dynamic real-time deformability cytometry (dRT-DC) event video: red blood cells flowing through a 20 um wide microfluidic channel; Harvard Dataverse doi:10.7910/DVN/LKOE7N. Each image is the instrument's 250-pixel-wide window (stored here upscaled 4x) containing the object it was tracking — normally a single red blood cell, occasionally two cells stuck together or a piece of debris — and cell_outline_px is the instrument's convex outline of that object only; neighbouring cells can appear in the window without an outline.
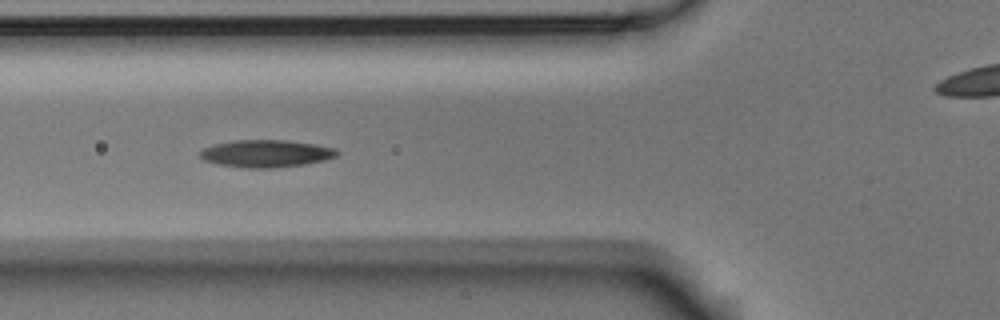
{"species": "Egyptian fruit bat (a non-hibernating species)", "species_latin": "Rousettus aegyptiacus", "temperature_condition": "room temperature", "stored_images_in_passage": 3, "camera_frame_rate_fps": 3000, "um_per_image_px": 0.085, "animal": {"sex": "male"}, "frame": {"image": 1, "passage_image": 2, "time_ms": 0.333, "image_size_px": [1000, 320], "cell_outline_px": [[340, 152], [336, 156], [324, 160], [304, 164], [272, 168], [244, 168], [220, 164], [204, 160], [200, 156], [200, 152], [204, 148], [216, 144], [232, 140], [284, 140], [312, 144], [336, 148]], "centroid_in_image_um": [22.62, 13.05], "position_along_channel_um": 103.2, "area_um2": 21.62}}
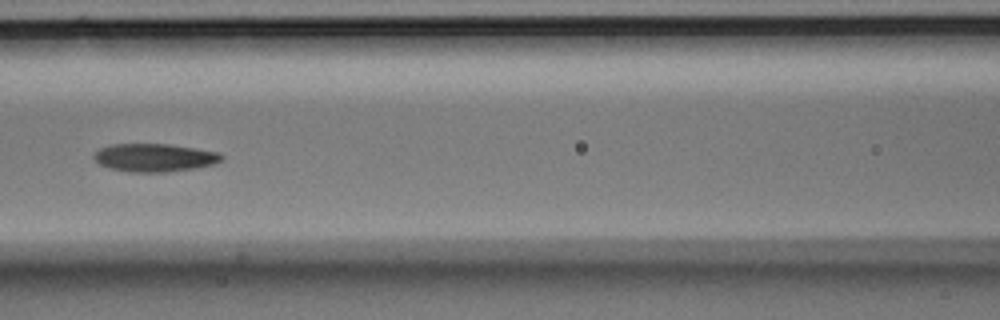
{"frame": {"image": 2, "passage_image": 3, "time_ms": 0.667, "image_size_px": [1000, 320], "cell_outline_px": [[224, 156], [216, 164], [196, 168], [168, 172], [132, 172], [108, 168], [100, 164], [92, 156], [100, 148], [112, 144], [168, 144], [220, 152]], "centroid_in_image_um": [13.15, 13.4], "position_along_channel_um": 153.4, "area_um2": 20.92}}